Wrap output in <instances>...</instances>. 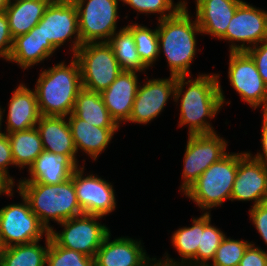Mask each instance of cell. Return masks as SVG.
Instances as JSON below:
<instances>
[{"instance_id": "1", "label": "cell", "mask_w": 267, "mask_h": 266, "mask_svg": "<svg viewBox=\"0 0 267 266\" xmlns=\"http://www.w3.org/2000/svg\"><path fill=\"white\" fill-rule=\"evenodd\" d=\"M191 77H176L173 101L176 106L180 104L178 126H187L188 135L214 133L211 119L218 115L225 103L230 104L231 101L226 102L218 73H200L195 79Z\"/></svg>"}, {"instance_id": "2", "label": "cell", "mask_w": 267, "mask_h": 266, "mask_svg": "<svg viewBox=\"0 0 267 266\" xmlns=\"http://www.w3.org/2000/svg\"><path fill=\"white\" fill-rule=\"evenodd\" d=\"M187 4L185 0V5L173 16L158 20L157 24L159 55L161 52L165 55L170 75L176 77L192 76L190 65L197 54L196 35H202L196 18L193 19L194 16L188 11Z\"/></svg>"}, {"instance_id": "3", "label": "cell", "mask_w": 267, "mask_h": 266, "mask_svg": "<svg viewBox=\"0 0 267 266\" xmlns=\"http://www.w3.org/2000/svg\"><path fill=\"white\" fill-rule=\"evenodd\" d=\"M71 58L69 65L62 61L41 69L34 91L42 116L67 117L73 112L76 97L83 87L79 63Z\"/></svg>"}, {"instance_id": "4", "label": "cell", "mask_w": 267, "mask_h": 266, "mask_svg": "<svg viewBox=\"0 0 267 266\" xmlns=\"http://www.w3.org/2000/svg\"><path fill=\"white\" fill-rule=\"evenodd\" d=\"M16 186L48 231L52 229L50 220L58 224L83 214L71 178L59 184L18 182Z\"/></svg>"}, {"instance_id": "5", "label": "cell", "mask_w": 267, "mask_h": 266, "mask_svg": "<svg viewBox=\"0 0 267 266\" xmlns=\"http://www.w3.org/2000/svg\"><path fill=\"white\" fill-rule=\"evenodd\" d=\"M238 171V153L229 152L211 164L199 178L183 193L203 213L221 207L231 200V192Z\"/></svg>"}, {"instance_id": "6", "label": "cell", "mask_w": 267, "mask_h": 266, "mask_svg": "<svg viewBox=\"0 0 267 266\" xmlns=\"http://www.w3.org/2000/svg\"><path fill=\"white\" fill-rule=\"evenodd\" d=\"M79 63L82 87L101 93L123 71L107 42L85 43L73 56Z\"/></svg>"}, {"instance_id": "7", "label": "cell", "mask_w": 267, "mask_h": 266, "mask_svg": "<svg viewBox=\"0 0 267 266\" xmlns=\"http://www.w3.org/2000/svg\"><path fill=\"white\" fill-rule=\"evenodd\" d=\"M103 217L82 214L61 223L63 230L56 231L54 227L49 231L50 238L61 247L78 251L88 257L95 258L98 249L110 229L99 221Z\"/></svg>"}, {"instance_id": "8", "label": "cell", "mask_w": 267, "mask_h": 266, "mask_svg": "<svg viewBox=\"0 0 267 266\" xmlns=\"http://www.w3.org/2000/svg\"><path fill=\"white\" fill-rule=\"evenodd\" d=\"M78 12L81 43L108 42L117 31L121 0H72Z\"/></svg>"}, {"instance_id": "9", "label": "cell", "mask_w": 267, "mask_h": 266, "mask_svg": "<svg viewBox=\"0 0 267 266\" xmlns=\"http://www.w3.org/2000/svg\"><path fill=\"white\" fill-rule=\"evenodd\" d=\"M19 193L22 203H10L0 209V238L5 247L42 240L49 231L32 212L27 199Z\"/></svg>"}, {"instance_id": "10", "label": "cell", "mask_w": 267, "mask_h": 266, "mask_svg": "<svg viewBox=\"0 0 267 266\" xmlns=\"http://www.w3.org/2000/svg\"><path fill=\"white\" fill-rule=\"evenodd\" d=\"M227 147L228 141L217 132L188 135L180 192L184 193L211 164L223 158Z\"/></svg>"}, {"instance_id": "11", "label": "cell", "mask_w": 267, "mask_h": 266, "mask_svg": "<svg viewBox=\"0 0 267 266\" xmlns=\"http://www.w3.org/2000/svg\"><path fill=\"white\" fill-rule=\"evenodd\" d=\"M42 35L58 50L69 42L72 56L82 45L79 33L78 12L72 0H53L42 19ZM73 39V40H72Z\"/></svg>"}, {"instance_id": "12", "label": "cell", "mask_w": 267, "mask_h": 266, "mask_svg": "<svg viewBox=\"0 0 267 266\" xmlns=\"http://www.w3.org/2000/svg\"><path fill=\"white\" fill-rule=\"evenodd\" d=\"M220 40L230 42V52L247 51L267 40V11L244 0L237 7L226 34Z\"/></svg>"}, {"instance_id": "13", "label": "cell", "mask_w": 267, "mask_h": 266, "mask_svg": "<svg viewBox=\"0 0 267 266\" xmlns=\"http://www.w3.org/2000/svg\"><path fill=\"white\" fill-rule=\"evenodd\" d=\"M228 79L243 102L254 110H267V86L261 78L256 64L246 52L229 51Z\"/></svg>"}, {"instance_id": "14", "label": "cell", "mask_w": 267, "mask_h": 266, "mask_svg": "<svg viewBox=\"0 0 267 266\" xmlns=\"http://www.w3.org/2000/svg\"><path fill=\"white\" fill-rule=\"evenodd\" d=\"M85 166L78 167L71 176L78 204L83 214L107 216L116 210V196L112 183L97 174L84 175Z\"/></svg>"}, {"instance_id": "15", "label": "cell", "mask_w": 267, "mask_h": 266, "mask_svg": "<svg viewBox=\"0 0 267 266\" xmlns=\"http://www.w3.org/2000/svg\"><path fill=\"white\" fill-rule=\"evenodd\" d=\"M147 80V81H146ZM139 84L128 123L148 124L163 112L168 99H174L176 76L152 78Z\"/></svg>"}, {"instance_id": "16", "label": "cell", "mask_w": 267, "mask_h": 266, "mask_svg": "<svg viewBox=\"0 0 267 266\" xmlns=\"http://www.w3.org/2000/svg\"><path fill=\"white\" fill-rule=\"evenodd\" d=\"M231 201H252L251 207L267 201V167L245 151L238 153Z\"/></svg>"}, {"instance_id": "17", "label": "cell", "mask_w": 267, "mask_h": 266, "mask_svg": "<svg viewBox=\"0 0 267 266\" xmlns=\"http://www.w3.org/2000/svg\"><path fill=\"white\" fill-rule=\"evenodd\" d=\"M106 236L95 256V266H154L157 258H150L142 240L121 236L111 240Z\"/></svg>"}, {"instance_id": "18", "label": "cell", "mask_w": 267, "mask_h": 266, "mask_svg": "<svg viewBox=\"0 0 267 266\" xmlns=\"http://www.w3.org/2000/svg\"><path fill=\"white\" fill-rule=\"evenodd\" d=\"M135 71H122L110 86L101 92L110 116L120 127L128 121L136 97L139 80Z\"/></svg>"}, {"instance_id": "19", "label": "cell", "mask_w": 267, "mask_h": 266, "mask_svg": "<svg viewBox=\"0 0 267 266\" xmlns=\"http://www.w3.org/2000/svg\"><path fill=\"white\" fill-rule=\"evenodd\" d=\"M8 103L5 133L23 131L36 126L41 116L34 89L20 83Z\"/></svg>"}, {"instance_id": "20", "label": "cell", "mask_w": 267, "mask_h": 266, "mask_svg": "<svg viewBox=\"0 0 267 266\" xmlns=\"http://www.w3.org/2000/svg\"><path fill=\"white\" fill-rule=\"evenodd\" d=\"M243 0H195L194 14L202 35L221 39Z\"/></svg>"}, {"instance_id": "21", "label": "cell", "mask_w": 267, "mask_h": 266, "mask_svg": "<svg viewBox=\"0 0 267 266\" xmlns=\"http://www.w3.org/2000/svg\"><path fill=\"white\" fill-rule=\"evenodd\" d=\"M57 49L42 35L39 22L28 33L14 38L13 48L7 62L16 63L21 69L28 70L38 63L48 60Z\"/></svg>"}, {"instance_id": "22", "label": "cell", "mask_w": 267, "mask_h": 266, "mask_svg": "<svg viewBox=\"0 0 267 266\" xmlns=\"http://www.w3.org/2000/svg\"><path fill=\"white\" fill-rule=\"evenodd\" d=\"M77 154L82 151L90 159L96 161L106 150L114 134L120 127H96L77 118L73 113L67 116Z\"/></svg>"}, {"instance_id": "23", "label": "cell", "mask_w": 267, "mask_h": 266, "mask_svg": "<svg viewBox=\"0 0 267 266\" xmlns=\"http://www.w3.org/2000/svg\"><path fill=\"white\" fill-rule=\"evenodd\" d=\"M35 127L44 151L67 155L78 167L81 166L67 117L41 115Z\"/></svg>"}, {"instance_id": "24", "label": "cell", "mask_w": 267, "mask_h": 266, "mask_svg": "<svg viewBox=\"0 0 267 266\" xmlns=\"http://www.w3.org/2000/svg\"><path fill=\"white\" fill-rule=\"evenodd\" d=\"M211 222V213H203L192 219V226L180 227L173 232L171 243L180 256V260L170 258L165 252L163 259L156 260L158 266H186L197 254L201 232Z\"/></svg>"}, {"instance_id": "25", "label": "cell", "mask_w": 267, "mask_h": 266, "mask_svg": "<svg viewBox=\"0 0 267 266\" xmlns=\"http://www.w3.org/2000/svg\"><path fill=\"white\" fill-rule=\"evenodd\" d=\"M78 166L67 156L43 151L28 168V175L18 182L59 184L71 178Z\"/></svg>"}, {"instance_id": "26", "label": "cell", "mask_w": 267, "mask_h": 266, "mask_svg": "<svg viewBox=\"0 0 267 266\" xmlns=\"http://www.w3.org/2000/svg\"><path fill=\"white\" fill-rule=\"evenodd\" d=\"M53 0H10L5 10L13 38L28 33L42 19Z\"/></svg>"}, {"instance_id": "27", "label": "cell", "mask_w": 267, "mask_h": 266, "mask_svg": "<svg viewBox=\"0 0 267 266\" xmlns=\"http://www.w3.org/2000/svg\"><path fill=\"white\" fill-rule=\"evenodd\" d=\"M72 113L96 127H119L110 116L98 92L82 88L76 97Z\"/></svg>"}, {"instance_id": "28", "label": "cell", "mask_w": 267, "mask_h": 266, "mask_svg": "<svg viewBox=\"0 0 267 266\" xmlns=\"http://www.w3.org/2000/svg\"><path fill=\"white\" fill-rule=\"evenodd\" d=\"M6 134L10 142L13 162L16 167L20 168L19 170L26 167L28 169L44 151L36 127Z\"/></svg>"}, {"instance_id": "29", "label": "cell", "mask_w": 267, "mask_h": 266, "mask_svg": "<svg viewBox=\"0 0 267 266\" xmlns=\"http://www.w3.org/2000/svg\"><path fill=\"white\" fill-rule=\"evenodd\" d=\"M40 241L5 247L0 266H46L49 235L45 236V246Z\"/></svg>"}, {"instance_id": "30", "label": "cell", "mask_w": 267, "mask_h": 266, "mask_svg": "<svg viewBox=\"0 0 267 266\" xmlns=\"http://www.w3.org/2000/svg\"><path fill=\"white\" fill-rule=\"evenodd\" d=\"M107 43L112 47L123 71L146 72L148 68L141 62L132 32L126 26L116 31Z\"/></svg>"}, {"instance_id": "31", "label": "cell", "mask_w": 267, "mask_h": 266, "mask_svg": "<svg viewBox=\"0 0 267 266\" xmlns=\"http://www.w3.org/2000/svg\"><path fill=\"white\" fill-rule=\"evenodd\" d=\"M126 27L132 32L136 50L141 62L149 69L158 60V33L157 27L151 29L143 24L129 23Z\"/></svg>"}, {"instance_id": "32", "label": "cell", "mask_w": 267, "mask_h": 266, "mask_svg": "<svg viewBox=\"0 0 267 266\" xmlns=\"http://www.w3.org/2000/svg\"><path fill=\"white\" fill-rule=\"evenodd\" d=\"M225 236L220 228L210 222L201 232L196 256L186 266H208Z\"/></svg>"}, {"instance_id": "33", "label": "cell", "mask_w": 267, "mask_h": 266, "mask_svg": "<svg viewBox=\"0 0 267 266\" xmlns=\"http://www.w3.org/2000/svg\"><path fill=\"white\" fill-rule=\"evenodd\" d=\"M46 266H95V258L58 246L49 235Z\"/></svg>"}, {"instance_id": "34", "label": "cell", "mask_w": 267, "mask_h": 266, "mask_svg": "<svg viewBox=\"0 0 267 266\" xmlns=\"http://www.w3.org/2000/svg\"><path fill=\"white\" fill-rule=\"evenodd\" d=\"M121 2L123 5H129L138 15L139 13L146 14V16L158 14L157 21L173 16L185 5V0L177 3H174V0H121Z\"/></svg>"}, {"instance_id": "35", "label": "cell", "mask_w": 267, "mask_h": 266, "mask_svg": "<svg viewBox=\"0 0 267 266\" xmlns=\"http://www.w3.org/2000/svg\"><path fill=\"white\" fill-rule=\"evenodd\" d=\"M251 242L235 240L225 236L216 250L212 263L208 266H238L241 258Z\"/></svg>"}, {"instance_id": "36", "label": "cell", "mask_w": 267, "mask_h": 266, "mask_svg": "<svg viewBox=\"0 0 267 266\" xmlns=\"http://www.w3.org/2000/svg\"><path fill=\"white\" fill-rule=\"evenodd\" d=\"M15 167L11 151L10 142L5 132L0 133V177L3 178L11 187L15 186V181L9 174L8 168ZM9 166V167H8Z\"/></svg>"}, {"instance_id": "37", "label": "cell", "mask_w": 267, "mask_h": 266, "mask_svg": "<svg viewBox=\"0 0 267 266\" xmlns=\"http://www.w3.org/2000/svg\"><path fill=\"white\" fill-rule=\"evenodd\" d=\"M249 218L267 245V201L249 209Z\"/></svg>"}, {"instance_id": "38", "label": "cell", "mask_w": 267, "mask_h": 266, "mask_svg": "<svg viewBox=\"0 0 267 266\" xmlns=\"http://www.w3.org/2000/svg\"><path fill=\"white\" fill-rule=\"evenodd\" d=\"M14 38L11 35L5 12L0 13V58L7 61L11 55Z\"/></svg>"}, {"instance_id": "39", "label": "cell", "mask_w": 267, "mask_h": 266, "mask_svg": "<svg viewBox=\"0 0 267 266\" xmlns=\"http://www.w3.org/2000/svg\"><path fill=\"white\" fill-rule=\"evenodd\" d=\"M254 60L257 70L267 86V40L246 51Z\"/></svg>"}, {"instance_id": "40", "label": "cell", "mask_w": 267, "mask_h": 266, "mask_svg": "<svg viewBox=\"0 0 267 266\" xmlns=\"http://www.w3.org/2000/svg\"><path fill=\"white\" fill-rule=\"evenodd\" d=\"M253 243L245 250L238 266H267V252Z\"/></svg>"}, {"instance_id": "41", "label": "cell", "mask_w": 267, "mask_h": 266, "mask_svg": "<svg viewBox=\"0 0 267 266\" xmlns=\"http://www.w3.org/2000/svg\"><path fill=\"white\" fill-rule=\"evenodd\" d=\"M262 112V130H261V152H257L256 155L247 151L254 159L263 163L267 167V110H263Z\"/></svg>"}, {"instance_id": "42", "label": "cell", "mask_w": 267, "mask_h": 266, "mask_svg": "<svg viewBox=\"0 0 267 266\" xmlns=\"http://www.w3.org/2000/svg\"><path fill=\"white\" fill-rule=\"evenodd\" d=\"M14 187H11L3 178L0 177V196L2 194L6 195L7 197L11 196L13 197L14 195Z\"/></svg>"}, {"instance_id": "43", "label": "cell", "mask_w": 267, "mask_h": 266, "mask_svg": "<svg viewBox=\"0 0 267 266\" xmlns=\"http://www.w3.org/2000/svg\"><path fill=\"white\" fill-rule=\"evenodd\" d=\"M10 0H0V13L5 12L9 6Z\"/></svg>"}, {"instance_id": "44", "label": "cell", "mask_w": 267, "mask_h": 266, "mask_svg": "<svg viewBox=\"0 0 267 266\" xmlns=\"http://www.w3.org/2000/svg\"><path fill=\"white\" fill-rule=\"evenodd\" d=\"M5 110H6L5 108L3 109L0 106V133L3 132L2 131V125H3L2 123H3V116H4L3 113L5 112Z\"/></svg>"}, {"instance_id": "45", "label": "cell", "mask_w": 267, "mask_h": 266, "mask_svg": "<svg viewBox=\"0 0 267 266\" xmlns=\"http://www.w3.org/2000/svg\"><path fill=\"white\" fill-rule=\"evenodd\" d=\"M4 250H5V246H4L3 242H2V239L0 238V263H1V260H2V257H3Z\"/></svg>"}]
</instances>
